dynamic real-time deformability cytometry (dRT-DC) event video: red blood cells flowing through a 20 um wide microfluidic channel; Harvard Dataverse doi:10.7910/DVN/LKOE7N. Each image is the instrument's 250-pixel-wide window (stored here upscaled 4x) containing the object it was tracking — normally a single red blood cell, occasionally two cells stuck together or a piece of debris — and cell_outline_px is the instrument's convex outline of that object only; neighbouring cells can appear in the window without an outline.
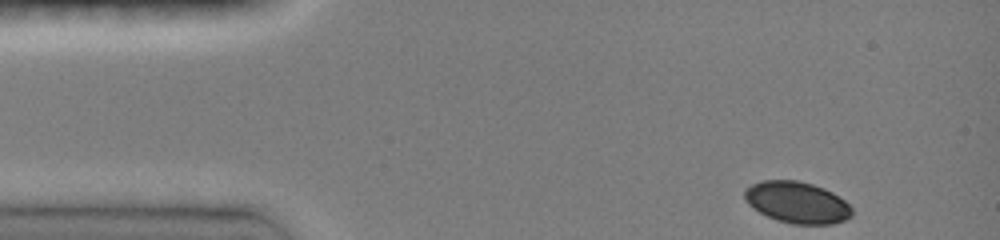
{"species": "common noctule bat (a hibernating species)", "species_latin": "Nyctalus noctula", "temperature_condition": "room temperature", "stored_images_in_passage": 6, "camera_frame_rate_fps": 3000, "um_per_image_px": 0.085, "animal": {"sex": "female", "body_mass_g": 19.0, "forearm_length_mm": 51.5}, "frame": {"image": 1, "passage_image": 1, "time_ms": 0.0, "image_size_px": [1000, 240], "cell_outline_px": [[852, 216], [844, 220], [832, 224], [792, 224], [776, 220], [752, 208], [744, 200], [744, 192], [752, 184], [764, 180], [796, 180], [812, 184], [824, 188], [832, 192], [844, 200], [852, 208]], "centroid_in_image_um": [67.75, 17.21], "position_along_channel_um": 17.3, "area_um2": 25.95}}
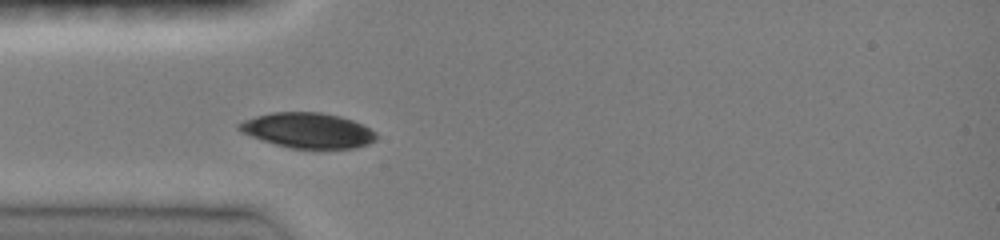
{"frame": {"image": 2, "passage_image": 6, "time_ms": 3.0, "image_size_px": [1000, 240], "cell_outline_px": [[376, 140], [368, 144], [356, 148], [292, 148], [276, 144], [240, 132], [236, 128], [236, 124], [244, 120], [256, 116], [272, 112], [320, 112], [340, 116], [352, 120], [376, 132]], "centroid_in_image_um": [26.15, 11.08], "position_along_channel_um": 58.8, "area_um2": 27.98}}